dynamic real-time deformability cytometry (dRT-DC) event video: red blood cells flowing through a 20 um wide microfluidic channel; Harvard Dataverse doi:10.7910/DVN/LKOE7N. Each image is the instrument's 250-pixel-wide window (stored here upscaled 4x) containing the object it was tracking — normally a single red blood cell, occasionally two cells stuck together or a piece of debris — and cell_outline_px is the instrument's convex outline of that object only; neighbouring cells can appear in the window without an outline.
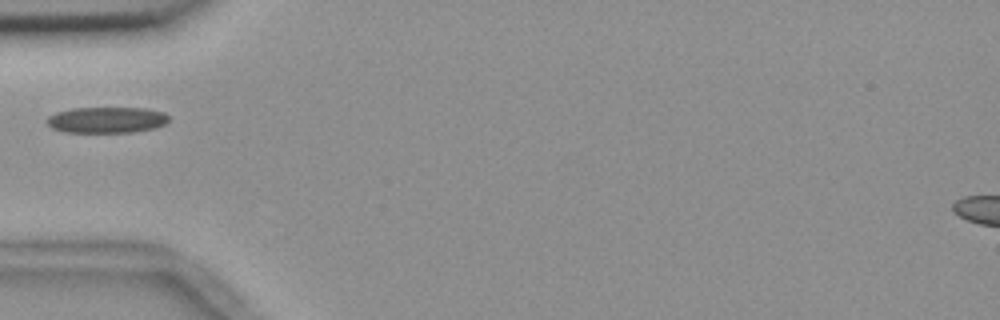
{"species": "common noctule bat (a hibernating species)", "species_latin": "Nyctalus noctula", "temperature_condition": "room temperature", "stored_images_in_passage": 48, "camera_frame_rate_fps": 3000, "um_per_image_px": 0.085, "animal": {"sex": "female", "body_mass_g": 18.4}, "frame": {"image": 1, "passage_image": 11, "time_ms": 3.333, "image_size_px": [1000, 320], "cell_outline_px": [[168, 120], [164, 124], [156, 128], [132, 132], [64, 132], [52, 128], [44, 120], [48, 116], [56, 112], [72, 108], [144, 108], [164, 112], [168, 116]], "centroid_in_image_um": [9.04, 10.19], "position_along_channel_um": 76.0, "area_um2": 18.55}}
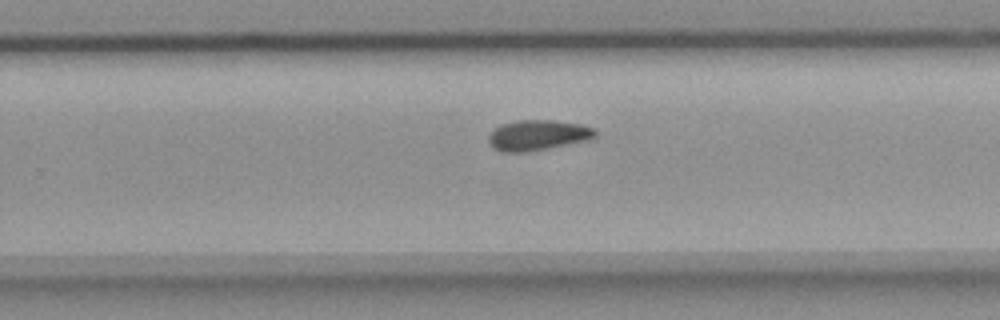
{"frame": {"image": 2, "passage_image": 28, "time_ms": 9.0, "image_size_px": [1000, 320], "cell_outline_px": [[596, 136], [592, 140], [528, 152], [500, 152], [492, 148], [488, 140], [488, 132], [500, 124], [516, 120], [552, 120], [580, 124], [596, 128]], "centroid_in_image_um": [45.7, 11.49], "position_along_channel_um": 284.1, "area_um2": 19.42}}
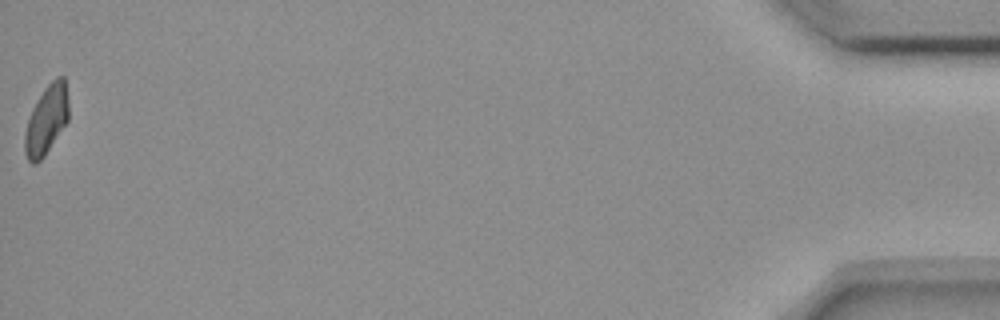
{"frame": {"image": 3, "passage_image": 48, "time_ms": 15.667, "image_size_px": [1000, 320], "cell_outline_px": [[68, 120], [44, 156], [36, 164], [32, 164], [28, 160], [24, 152], [24, 132], [32, 108], [44, 88], [56, 76], [64, 76], [68, 96]], "centroid_in_image_um": [3.94, 10.18], "position_along_channel_um": 431.3, "area_um2": 17.69}, "authors_computed_cell_mechanics": {"area_um2": 18.1492, "velocity_mm_per_s": 3.6824, "shape_relaxation_time_tau1_ms": null, "shape_relaxation_time_tau2_ms": 7.4744, "deformation_change_tau1": null, "deformation_change_tau2": 0.1335}}